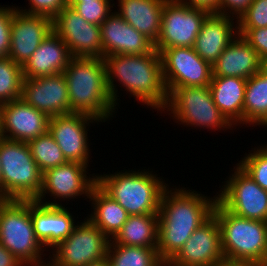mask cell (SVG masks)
I'll use <instances>...</instances> for the list:
<instances>
[{"label":"cell","instance_id":"1","mask_svg":"<svg viewBox=\"0 0 267 266\" xmlns=\"http://www.w3.org/2000/svg\"><path fill=\"white\" fill-rule=\"evenodd\" d=\"M195 192V193H194ZM217 195L210 198L194 190L167 186L158 210V245L161 260L167 264L193 232L212 215Z\"/></svg>","mask_w":267,"mask_h":266},{"label":"cell","instance_id":"2","mask_svg":"<svg viewBox=\"0 0 267 266\" xmlns=\"http://www.w3.org/2000/svg\"><path fill=\"white\" fill-rule=\"evenodd\" d=\"M103 60L107 86L115 106L119 104V93L114 84L118 81L120 87H125L124 90L140 100V103L165 113L168 92L163 79L161 55L155 48L148 54H115L105 56Z\"/></svg>","mask_w":267,"mask_h":266},{"label":"cell","instance_id":"3","mask_svg":"<svg viewBox=\"0 0 267 266\" xmlns=\"http://www.w3.org/2000/svg\"><path fill=\"white\" fill-rule=\"evenodd\" d=\"M71 113L108 121L117 109L107 86L106 67L99 57H72L63 72Z\"/></svg>","mask_w":267,"mask_h":266},{"label":"cell","instance_id":"4","mask_svg":"<svg viewBox=\"0 0 267 266\" xmlns=\"http://www.w3.org/2000/svg\"><path fill=\"white\" fill-rule=\"evenodd\" d=\"M139 171L98 174L97 185L129 215L158 214L161 196L169 185L152 171Z\"/></svg>","mask_w":267,"mask_h":266},{"label":"cell","instance_id":"5","mask_svg":"<svg viewBox=\"0 0 267 266\" xmlns=\"http://www.w3.org/2000/svg\"><path fill=\"white\" fill-rule=\"evenodd\" d=\"M213 215L221 229L224 258L261 265L267 251V222L238 216L218 200Z\"/></svg>","mask_w":267,"mask_h":266},{"label":"cell","instance_id":"6","mask_svg":"<svg viewBox=\"0 0 267 266\" xmlns=\"http://www.w3.org/2000/svg\"><path fill=\"white\" fill-rule=\"evenodd\" d=\"M0 243L24 266L48 265V261L42 260L44 247L34 233L30 200L0 203Z\"/></svg>","mask_w":267,"mask_h":266},{"label":"cell","instance_id":"7","mask_svg":"<svg viewBox=\"0 0 267 266\" xmlns=\"http://www.w3.org/2000/svg\"><path fill=\"white\" fill-rule=\"evenodd\" d=\"M2 199L35 200L42 188V176L27 142L0 138Z\"/></svg>","mask_w":267,"mask_h":266},{"label":"cell","instance_id":"8","mask_svg":"<svg viewBox=\"0 0 267 266\" xmlns=\"http://www.w3.org/2000/svg\"><path fill=\"white\" fill-rule=\"evenodd\" d=\"M165 110L173 115L170 116L177 120L175 122L185 126L205 127L214 131L233 128L215 105L209 86L175 88L168 95Z\"/></svg>","mask_w":267,"mask_h":266},{"label":"cell","instance_id":"9","mask_svg":"<svg viewBox=\"0 0 267 266\" xmlns=\"http://www.w3.org/2000/svg\"><path fill=\"white\" fill-rule=\"evenodd\" d=\"M109 238L88 218L52 248L49 266H86L107 257Z\"/></svg>","mask_w":267,"mask_h":266},{"label":"cell","instance_id":"10","mask_svg":"<svg viewBox=\"0 0 267 266\" xmlns=\"http://www.w3.org/2000/svg\"><path fill=\"white\" fill-rule=\"evenodd\" d=\"M211 12L176 0H167L161 16V31L155 50L160 54L170 47H193L206 17Z\"/></svg>","mask_w":267,"mask_h":266},{"label":"cell","instance_id":"11","mask_svg":"<svg viewBox=\"0 0 267 266\" xmlns=\"http://www.w3.org/2000/svg\"><path fill=\"white\" fill-rule=\"evenodd\" d=\"M222 186L217 200L230 212L267 222V190L262 189L238 165Z\"/></svg>","mask_w":267,"mask_h":266},{"label":"cell","instance_id":"12","mask_svg":"<svg viewBox=\"0 0 267 266\" xmlns=\"http://www.w3.org/2000/svg\"><path fill=\"white\" fill-rule=\"evenodd\" d=\"M160 55L168 95L175 88L209 86L212 66L192 47H170Z\"/></svg>","mask_w":267,"mask_h":266},{"label":"cell","instance_id":"13","mask_svg":"<svg viewBox=\"0 0 267 266\" xmlns=\"http://www.w3.org/2000/svg\"><path fill=\"white\" fill-rule=\"evenodd\" d=\"M87 167L88 165L79 162H67L55 168L48 169L43 173L42 188L39 196L35 200L45 205L63 206V204H59L61 199L62 201L67 199L69 201V199H74L81 195L89 198L92 188L97 184V177L96 175H92L91 177L89 175L88 177ZM45 193L51 194L50 196H53L55 200L53 202L45 201Z\"/></svg>","mask_w":267,"mask_h":266},{"label":"cell","instance_id":"14","mask_svg":"<svg viewBox=\"0 0 267 266\" xmlns=\"http://www.w3.org/2000/svg\"><path fill=\"white\" fill-rule=\"evenodd\" d=\"M53 31L68 46L73 57L103 59L101 27L85 21L71 7L66 6L53 19Z\"/></svg>","mask_w":267,"mask_h":266},{"label":"cell","instance_id":"15","mask_svg":"<svg viewBox=\"0 0 267 266\" xmlns=\"http://www.w3.org/2000/svg\"><path fill=\"white\" fill-rule=\"evenodd\" d=\"M99 120L85 114L69 113L49 118L48 132L68 162L89 164L90 150L87 126Z\"/></svg>","mask_w":267,"mask_h":266},{"label":"cell","instance_id":"16","mask_svg":"<svg viewBox=\"0 0 267 266\" xmlns=\"http://www.w3.org/2000/svg\"><path fill=\"white\" fill-rule=\"evenodd\" d=\"M223 258L221 229L212 215L193 232L166 266H215Z\"/></svg>","mask_w":267,"mask_h":266},{"label":"cell","instance_id":"17","mask_svg":"<svg viewBox=\"0 0 267 266\" xmlns=\"http://www.w3.org/2000/svg\"><path fill=\"white\" fill-rule=\"evenodd\" d=\"M21 99L49 118L71 113L63 72L45 77L23 78Z\"/></svg>","mask_w":267,"mask_h":266},{"label":"cell","instance_id":"18","mask_svg":"<svg viewBox=\"0 0 267 266\" xmlns=\"http://www.w3.org/2000/svg\"><path fill=\"white\" fill-rule=\"evenodd\" d=\"M52 31V19L42 15L24 13L14 6L8 56L23 67Z\"/></svg>","mask_w":267,"mask_h":266},{"label":"cell","instance_id":"19","mask_svg":"<svg viewBox=\"0 0 267 266\" xmlns=\"http://www.w3.org/2000/svg\"><path fill=\"white\" fill-rule=\"evenodd\" d=\"M49 117L22 99L2 104V138L29 142L48 131Z\"/></svg>","mask_w":267,"mask_h":266},{"label":"cell","instance_id":"20","mask_svg":"<svg viewBox=\"0 0 267 266\" xmlns=\"http://www.w3.org/2000/svg\"><path fill=\"white\" fill-rule=\"evenodd\" d=\"M103 58L109 55H143L154 49V44L129 25L116 12L100 25Z\"/></svg>","mask_w":267,"mask_h":266},{"label":"cell","instance_id":"21","mask_svg":"<svg viewBox=\"0 0 267 266\" xmlns=\"http://www.w3.org/2000/svg\"><path fill=\"white\" fill-rule=\"evenodd\" d=\"M30 214L36 238L45 248H55L75 227L72 213L64 206H50L30 200Z\"/></svg>","mask_w":267,"mask_h":266},{"label":"cell","instance_id":"22","mask_svg":"<svg viewBox=\"0 0 267 266\" xmlns=\"http://www.w3.org/2000/svg\"><path fill=\"white\" fill-rule=\"evenodd\" d=\"M234 18L211 12L202 24L192 48L211 66L238 35V24L234 25L238 21Z\"/></svg>","mask_w":267,"mask_h":266},{"label":"cell","instance_id":"23","mask_svg":"<svg viewBox=\"0 0 267 266\" xmlns=\"http://www.w3.org/2000/svg\"><path fill=\"white\" fill-rule=\"evenodd\" d=\"M72 57L68 46L52 31L22 67L23 78H38L62 73Z\"/></svg>","mask_w":267,"mask_h":266},{"label":"cell","instance_id":"24","mask_svg":"<svg viewBox=\"0 0 267 266\" xmlns=\"http://www.w3.org/2000/svg\"><path fill=\"white\" fill-rule=\"evenodd\" d=\"M261 70V59L240 35L231 41L212 65V77L249 79Z\"/></svg>","mask_w":267,"mask_h":266},{"label":"cell","instance_id":"25","mask_svg":"<svg viewBox=\"0 0 267 266\" xmlns=\"http://www.w3.org/2000/svg\"><path fill=\"white\" fill-rule=\"evenodd\" d=\"M167 0H118L116 13L153 44L161 31V16Z\"/></svg>","mask_w":267,"mask_h":266},{"label":"cell","instance_id":"26","mask_svg":"<svg viewBox=\"0 0 267 266\" xmlns=\"http://www.w3.org/2000/svg\"><path fill=\"white\" fill-rule=\"evenodd\" d=\"M246 83L241 77H212L209 84L215 105L233 126L244 124Z\"/></svg>","mask_w":267,"mask_h":266},{"label":"cell","instance_id":"27","mask_svg":"<svg viewBox=\"0 0 267 266\" xmlns=\"http://www.w3.org/2000/svg\"><path fill=\"white\" fill-rule=\"evenodd\" d=\"M89 199L94 210L87 218L112 240L129 218L128 212L97 184L92 188Z\"/></svg>","mask_w":267,"mask_h":266},{"label":"cell","instance_id":"28","mask_svg":"<svg viewBox=\"0 0 267 266\" xmlns=\"http://www.w3.org/2000/svg\"><path fill=\"white\" fill-rule=\"evenodd\" d=\"M112 244L157 248L158 214L129 215Z\"/></svg>","mask_w":267,"mask_h":266},{"label":"cell","instance_id":"29","mask_svg":"<svg viewBox=\"0 0 267 266\" xmlns=\"http://www.w3.org/2000/svg\"><path fill=\"white\" fill-rule=\"evenodd\" d=\"M267 127V73L262 69L247 79L244 97V125Z\"/></svg>","mask_w":267,"mask_h":266},{"label":"cell","instance_id":"30","mask_svg":"<svg viewBox=\"0 0 267 266\" xmlns=\"http://www.w3.org/2000/svg\"><path fill=\"white\" fill-rule=\"evenodd\" d=\"M107 258L110 266H166L157 248L124 246L109 242Z\"/></svg>","mask_w":267,"mask_h":266},{"label":"cell","instance_id":"31","mask_svg":"<svg viewBox=\"0 0 267 266\" xmlns=\"http://www.w3.org/2000/svg\"><path fill=\"white\" fill-rule=\"evenodd\" d=\"M27 144L33 159L38 164L42 173L68 162L53 136L48 131L30 140Z\"/></svg>","mask_w":267,"mask_h":266},{"label":"cell","instance_id":"32","mask_svg":"<svg viewBox=\"0 0 267 266\" xmlns=\"http://www.w3.org/2000/svg\"><path fill=\"white\" fill-rule=\"evenodd\" d=\"M22 66L9 56L0 57V104L21 99Z\"/></svg>","mask_w":267,"mask_h":266},{"label":"cell","instance_id":"33","mask_svg":"<svg viewBox=\"0 0 267 266\" xmlns=\"http://www.w3.org/2000/svg\"><path fill=\"white\" fill-rule=\"evenodd\" d=\"M253 149L252 153L246 154L236 165L262 189L267 190V144Z\"/></svg>","mask_w":267,"mask_h":266},{"label":"cell","instance_id":"34","mask_svg":"<svg viewBox=\"0 0 267 266\" xmlns=\"http://www.w3.org/2000/svg\"><path fill=\"white\" fill-rule=\"evenodd\" d=\"M111 0H89L82 3H67L85 21L100 26L102 22L113 12L114 3Z\"/></svg>","mask_w":267,"mask_h":266},{"label":"cell","instance_id":"35","mask_svg":"<svg viewBox=\"0 0 267 266\" xmlns=\"http://www.w3.org/2000/svg\"><path fill=\"white\" fill-rule=\"evenodd\" d=\"M237 21L238 28L267 27V0H252Z\"/></svg>","mask_w":267,"mask_h":266},{"label":"cell","instance_id":"36","mask_svg":"<svg viewBox=\"0 0 267 266\" xmlns=\"http://www.w3.org/2000/svg\"><path fill=\"white\" fill-rule=\"evenodd\" d=\"M29 8L18 10L33 15H42L54 19L66 6L67 0H28Z\"/></svg>","mask_w":267,"mask_h":266},{"label":"cell","instance_id":"37","mask_svg":"<svg viewBox=\"0 0 267 266\" xmlns=\"http://www.w3.org/2000/svg\"><path fill=\"white\" fill-rule=\"evenodd\" d=\"M238 35L242 36L251 45L260 59L267 56V27L238 28Z\"/></svg>","mask_w":267,"mask_h":266},{"label":"cell","instance_id":"38","mask_svg":"<svg viewBox=\"0 0 267 266\" xmlns=\"http://www.w3.org/2000/svg\"><path fill=\"white\" fill-rule=\"evenodd\" d=\"M13 15L14 6L11 8L0 5V57L9 55Z\"/></svg>","mask_w":267,"mask_h":266},{"label":"cell","instance_id":"39","mask_svg":"<svg viewBox=\"0 0 267 266\" xmlns=\"http://www.w3.org/2000/svg\"><path fill=\"white\" fill-rule=\"evenodd\" d=\"M251 2L252 0H219V14L232 15L236 20Z\"/></svg>","mask_w":267,"mask_h":266},{"label":"cell","instance_id":"40","mask_svg":"<svg viewBox=\"0 0 267 266\" xmlns=\"http://www.w3.org/2000/svg\"><path fill=\"white\" fill-rule=\"evenodd\" d=\"M176 1L189 6L204 8L210 12H215L219 14V0H176Z\"/></svg>","mask_w":267,"mask_h":266},{"label":"cell","instance_id":"41","mask_svg":"<svg viewBox=\"0 0 267 266\" xmlns=\"http://www.w3.org/2000/svg\"><path fill=\"white\" fill-rule=\"evenodd\" d=\"M0 266H24V265L0 243Z\"/></svg>","mask_w":267,"mask_h":266},{"label":"cell","instance_id":"42","mask_svg":"<svg viewBox=\"0 0 267 266\" xmlns=\"http://www.w3.org/2000/svg\"><path fill=\"white\" fill-rule=\"evenodd\" d=\"M215 266H260V265L252 261L231 260L223 258Z\"/></svg>","mask_w":267,"mask_h":266},{"label":"cell","instance_id":"43","mask_svg":"<svg viewBox=\"0 0 267 266\" xmlns=\"http://www.w3.org/2000/svg\"><path fill=\"white\" fill-rule=\"evenodd\" d=\"M86 266H110V264H109V259L107 257H105L102 260L90 263Z\"/></svg>","mask_w":267,"mask_h":266},{"label":"cell","instance_id":"44","mask_svg":"<svg viewBox=\"0 0 267 266\" xmlns=\"http://www.w3.org/2000/svg\"><path fill=\"white\" fill-rule=\"evenodd\" d=\"M261 69L267 73V56L261 59Z\"/></svg>","mask_w":267,"mask_h":266},{"label":"cell","instance_id":"45","mask_svg":"<svg viewBox=\"0 0 267 266\" xmlns=\"http://www.w3.org/2000/svg\"><path fill=\"white\" fill-rule=\"evenodd\" d=\"M0 196L2 197V166L0 163Z\"/></svg>","mask_w":267,"mask_h":266},{"label":"cell","instance_id":"46","mask_svg":"<svg viewBox=\"0 0 267 266\" xmlns=\"http://www.w3.org/2000/svg\"><path fill=\"white\" fill-rule=\"evenodd\" d=\"M89 0H67V3H82Z\"/></svg>","mask_w":267,"mask_h":266},{"label":"cell","instance_id":"47","mask_svg":"<svg viewBox=\"0 0 267 266\" xmlns=\"http://www.w3.org/2000/svg\"><path fill=\"white\" fill-rule=\"evenodd\" d=\"M260 266H267V251H266V255L264 257V260L262 261Z\"/></svg>","mask_w":267,"mask_h":266},{"label":"cell","instance_id":"48","mask_svg":"<svg viewBox=\"0 0 267 266\" xmlns=\"http://www.w3.org/2000/svg\"><path fill=\"white\" fill-rule=\"evenodd\" d=\"M1 108H2V105L0 104V138H2V135H1Z\"/></svg>","mask_w":267,"mask_h":266}]
</instances>
